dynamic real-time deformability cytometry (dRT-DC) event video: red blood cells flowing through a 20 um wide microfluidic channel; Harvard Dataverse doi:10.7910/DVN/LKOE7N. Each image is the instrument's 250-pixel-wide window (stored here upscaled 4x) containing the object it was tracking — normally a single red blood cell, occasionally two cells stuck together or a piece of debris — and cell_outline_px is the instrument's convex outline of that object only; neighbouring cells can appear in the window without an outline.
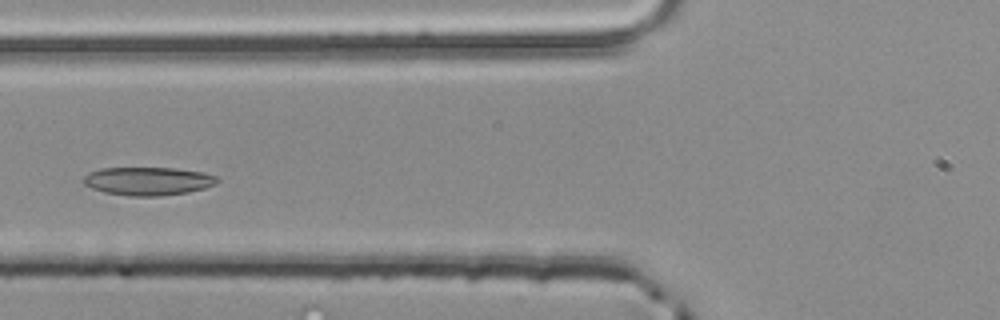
{"species": "common noctule bat (a hibernating species)", "species_latin": "Nyctalus noctula", "temperature_condition": "room temperature", "stored_images_in_passage": 3, "camera_frame_rate_fps": 3000, "um_per_image_px": 0.085, "animal": {"sex": "male", "body_mass_g": 20.4}, "frame": {"image": 1, "passage_image": 3, "time_ms": 0.667, "image_size_px": [1000, 320], "cell_outline_px": [[220, 180], [216, 184], [204, 188], [188, 192], [160, 196], [128, 196], [104, 192], [92, 188], [84, 184], [84, 176], [88, 172], [100, 168], [176, 168], [204, 172], [220, 176]], "centroid_in_image_um": [12.62, 15.39], "position_along_channel_um": 113.2, "area_um2": 22.25}}